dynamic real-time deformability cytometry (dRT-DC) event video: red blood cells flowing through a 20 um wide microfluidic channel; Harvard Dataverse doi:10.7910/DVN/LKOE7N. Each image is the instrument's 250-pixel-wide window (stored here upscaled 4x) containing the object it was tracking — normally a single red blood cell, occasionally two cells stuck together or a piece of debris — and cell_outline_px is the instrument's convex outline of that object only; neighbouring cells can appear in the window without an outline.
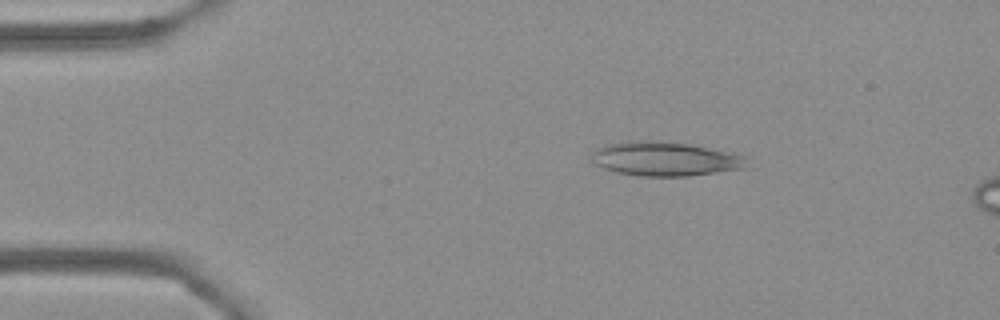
{"species": "Egyptian fruit bat (a non-hibernating species)", "species_latin": "Rousettus aegyptiacus", "temperature_condition": "cold", "stored_images_in_passage": 4, "camera_frame_rate_fps": 3000, "um_per_image_px": 0.085, "frame": {"image": 1, "passage_image": 2, "time_ms": 0.333, "image_size_px": [1000, 320], "cell_outline_px": [[748, 156], [744, 168], [688, 176], [640, 176], [620, 172], [604, 168], [596, 164], [588, 156], [596, 148], [604, 144], [628, 140], [652, 140], [688, 144]], "centroid_in_image_um": [56.47, 13.49], "position_along_channel_um": 28.5, "area_um2": 30.87}}